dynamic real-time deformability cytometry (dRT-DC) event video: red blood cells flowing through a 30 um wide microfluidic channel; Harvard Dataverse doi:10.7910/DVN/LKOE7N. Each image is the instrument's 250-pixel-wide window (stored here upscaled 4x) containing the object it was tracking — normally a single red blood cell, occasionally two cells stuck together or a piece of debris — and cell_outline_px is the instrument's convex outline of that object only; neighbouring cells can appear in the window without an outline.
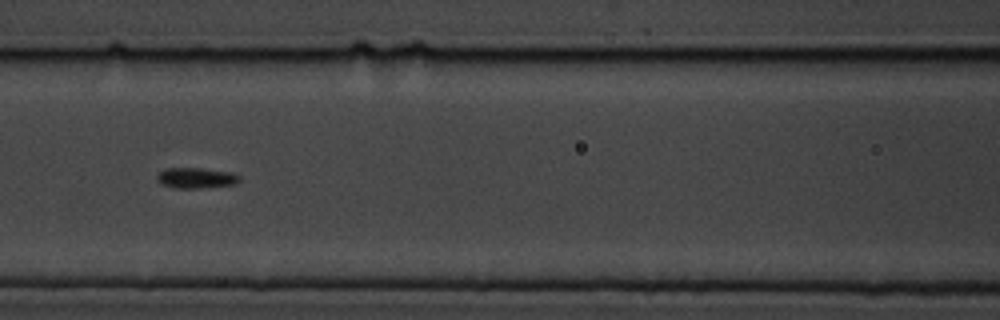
{"species": "common noctule bat (a hibernating species)", "species_latin": "Nyctalus noctula", "temperature_condition": "cold", "stored_images_in_passage": 9, "camera_frame_rate_fps": 3000, "um_per_image_px": 0.085, "animal": {"sex": "male", "body_mass_g": 19.5, "forearm_length_mm": 54.6}, "frame": {"image": 1, "passage_image": 7, "time_ms": 7.667, "image_size_px": [1000, 320], "cell_outline_px": [[240, 180], [236, 184], [204, 188], [172, 188], [160, 184], [156, 180], [156, 176], [160, 172], [168, 168], [200, 168], [232, 172], [240, 176]], "centroid_in_image_um": [16.66, 15.14], "position_along_channel_um": 149.9, "area_um2": 10.06}}
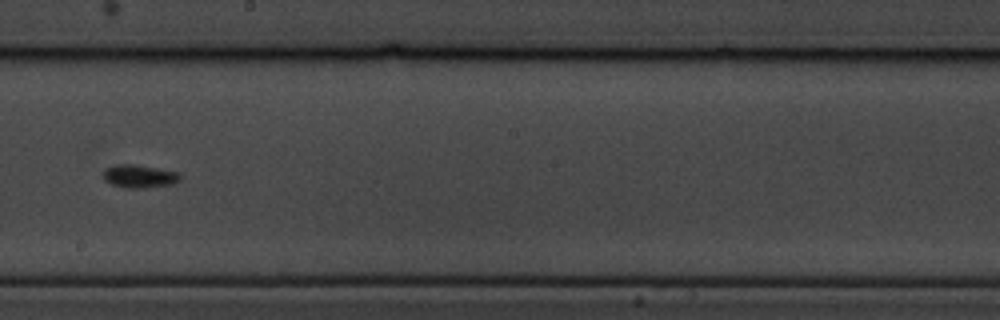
{"frame": {"image": 2, "passage_image": 9, "time_ms": 10.0, "image_size_px": [1000, 320], "cell_outline_px": [[180, 180], [172, 184], [136, 188], [124, 188], [112, 184], [104, 180], [104, 168], [116, 164], [132, 164], [180, 172]], "centroid_in_image_um": [11.83, 14.97], "position_along_channel_um": 236.4, "area_um2": 10.23}}